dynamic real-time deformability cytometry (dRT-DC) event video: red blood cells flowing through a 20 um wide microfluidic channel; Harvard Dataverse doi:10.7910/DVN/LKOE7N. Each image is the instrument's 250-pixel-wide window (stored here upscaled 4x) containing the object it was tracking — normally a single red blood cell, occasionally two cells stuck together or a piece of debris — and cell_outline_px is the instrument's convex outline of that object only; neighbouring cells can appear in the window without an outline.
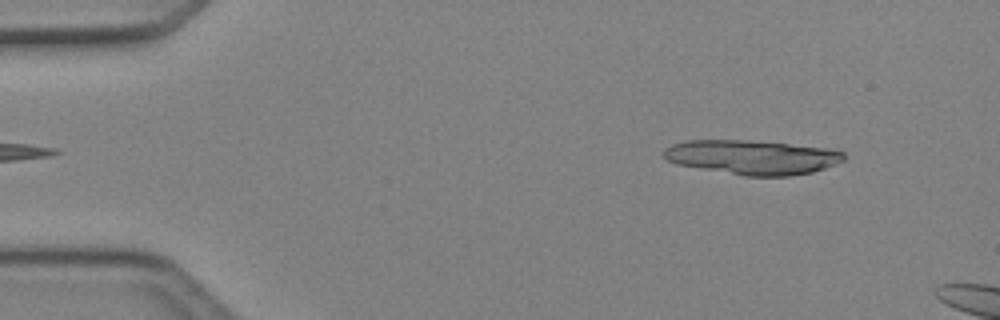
{"species": "Egyptian fruit bat (a non-hibernating species)", "species_latin": "Rousettus aegyptiacus", "temperature_condition": "cold", "stored_images_in_passage": 7, "camera_frame_rate_fps": 3000, "um_per_image_px": 0.085, "animal": {"sex": "female"}, "frame": {"image": 1, "passage_image": 2, "time_ms": 0.333, "image_size_px": [1000, 320], "cell_outline_px": [[844, 160], [836, 164], [812, 172], [788, 176], [744, 176], [676, 164], [668, 160], [664, 156], [664, 148], [672, 144], [688, 140], [744, 140], [836, 148], [844, 152]], "centroid_in_image_um": [63.97, 13.36], "position_along_channel_um": 21.0, "area_um2": 36.18}}